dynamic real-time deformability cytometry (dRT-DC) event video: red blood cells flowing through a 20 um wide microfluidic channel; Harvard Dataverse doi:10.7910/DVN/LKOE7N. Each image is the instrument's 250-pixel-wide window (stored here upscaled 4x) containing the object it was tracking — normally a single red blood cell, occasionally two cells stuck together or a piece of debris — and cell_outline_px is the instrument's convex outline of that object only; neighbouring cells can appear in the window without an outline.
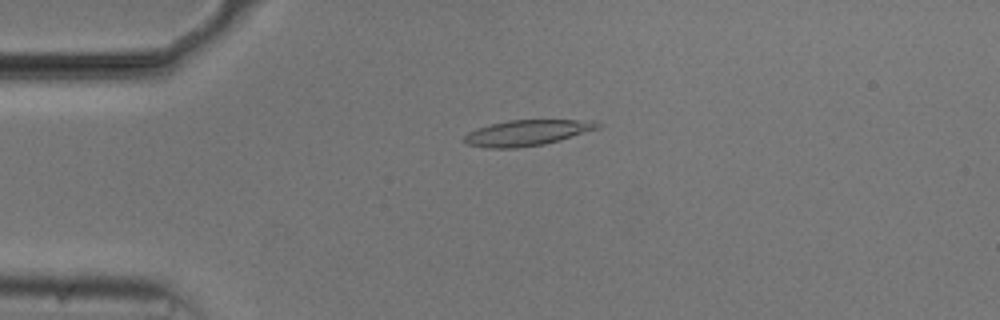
{"species": "common noctule bat (a hibernating species)", "species_latin": "Nyctalus noctula", "temperature_condition": "cold", "stored_images_in_passage": 45, "camera_frame_rate_fps": 3000, "um_per_image_px": 0.085, "animal": {"sex": "male", "body_mass_g": 20.5, "forearm_length_mm": 52.5}, "frame": {"image": 1, "passage_image": 4, "time_ms": 1.0, "image_size_px": [1000, 320], "cell_outline_px": [[604, 124], [600, 128], [560, 140], [544, 144], [516, 148], [488, 148], [468, 144], [460, 140], [468, 132], [492, 124], [508, 120], [592, 120]], "centroid_in_image_um": [44.83, 11.29], "position_along_channel_um": 40.2, "area_um2": 20.0}}
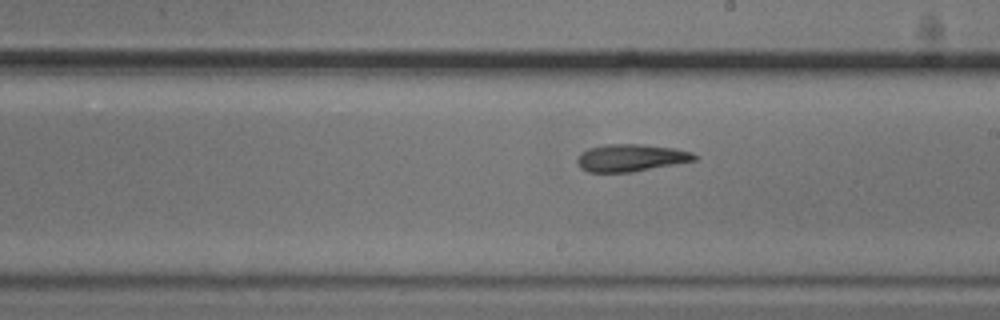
{"frame": {"image": 2, "passage_image": 22, "time_ms": 7.0, "image_size_px": [1000, 320], "cell_outline_px": [[700, 156], [696, 160], [676, 164], [632, 172], [588, 172], [580, 168], [576, 160], [580, 152], [588, 148], [604, 144], [640, 144], [672, 148], [692, 152]], "centroid_in_image_um": [53.61, 13.41], "position_along_channel_um": 235.4, "area_um2": 18.79}}
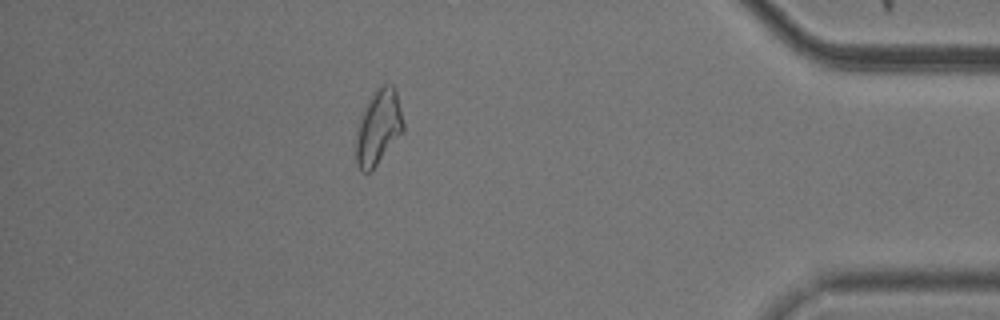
{"frame": {"image": 3, "passage_image": 39, "time_ms": 12.667, "image_size_px": [1000, 320], "cell_outline_px": [[404, 132], [376, 164], [368, 172], [364, 172], [356, 164], [356, 140], [360, 116], [372, 96], [384, 84], [392, 84], [396, 88], [404, 124]], "centroid_in_image_um": [32.19, 10.82], "position_along_channel_um": 403.0, "area_um2": 20.17}}